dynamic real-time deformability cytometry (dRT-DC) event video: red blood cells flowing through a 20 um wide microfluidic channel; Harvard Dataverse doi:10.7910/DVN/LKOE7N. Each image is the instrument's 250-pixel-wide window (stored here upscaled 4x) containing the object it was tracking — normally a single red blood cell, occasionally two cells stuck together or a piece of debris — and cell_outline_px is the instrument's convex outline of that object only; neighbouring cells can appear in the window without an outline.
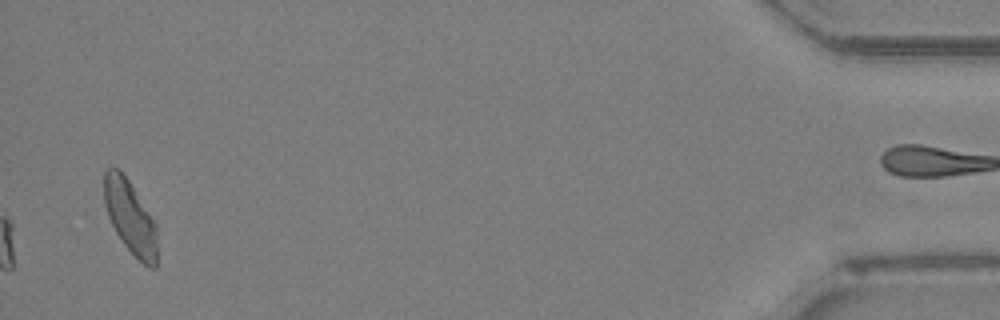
{"species": "Egyptian fruit bat (a non-hibernating species)", "species_latin": "Rousettus aegyptiacus", "temperature_condition": "room temperature", "stored_images_in_passage": 36, "camera_frame_rate_fps": 3000, "um_per_image_px": 0.085, "animal": {"sex": "female"}, "frame": {"image": 1, "passage_image": 36, "time_ms": 11.667, "image_size_px": [1000, 320], "cell_outline_px": [[156, 268], [148, 268], [124, 244], [116, 232], [108, 216], [104, 204], [104, 168], [120, 168], [156, 220]], "centroid_in_image_um": [11.07, 18.41], "position_along_channel_um": 424.1, "area_um2": 22.77}, "authors_computed_cell_mechanics": {"area_um2": 22.9466, "velocity_mm_per_s": 4.1614, "shape_relaxation_time_tau1_ms": 4.4485, "shape_relaxation_time_tau2_ms": 1.8207, "deformation_change_tau1": 0.105, "deformation_change_tau2": 0.0547}}